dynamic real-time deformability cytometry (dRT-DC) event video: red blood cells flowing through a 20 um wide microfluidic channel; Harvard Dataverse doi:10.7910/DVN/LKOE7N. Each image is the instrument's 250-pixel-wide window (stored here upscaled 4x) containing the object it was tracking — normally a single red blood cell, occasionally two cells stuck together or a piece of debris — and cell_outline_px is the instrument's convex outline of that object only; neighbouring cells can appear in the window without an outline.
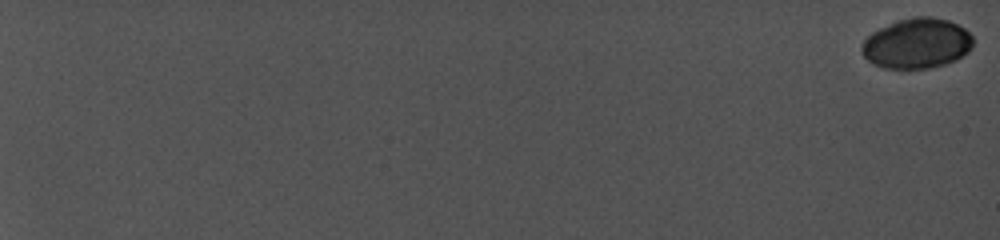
{"species": "common noctule bat (a hibernating species)", "species_latin": "Nyctalus noctula", "temperature_condition": "cold", "stored_images_in_passage": 24, "camera_frame_rate_fps": 5000, "um_per_image_px": 0.085, "animal": {"sex": "female", "body_mass_g": 19.0, "forearm_length_mm": 56.7}, "frame": {"image": 1, "passage_image": 1, "time_ms": 0.0, "image_size_px": [1000, 240], "cell_outline_px": [[972, 48], [968, 52], [956, 60], [944, 64], [928, 68], [884, 68], [872, 64], [864, 56], [860, 48], [864, 40], [872, 32], [896, 20], [916, 16], [932, 16], [948, 20], [964, 28], [972, 36]], "centroid_in_image_um": [77.92, 3.68], "position_along_channel_um": 7.1, "area_um2": 32.6}}
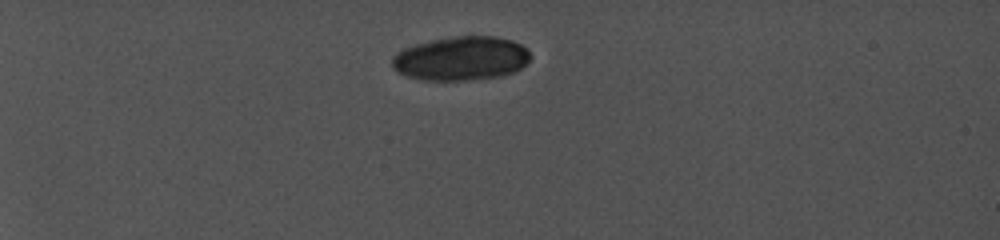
{"frame": {"image": 2, "passage_image": 21, "time_ms": 6.8, "image_size_px": [1000, 240], "cell_outline_px": [[532, 56], [520, 68], [512, 72], [500, 76], [468, 80], [420, 80], [396, 72], [392, 68], [392, 56], [396, 52], [404, 48], [416, 44], [432, 40], [456, 36], [496, 36], [512, 40], [528, 48]], "centroid_in_image_um": [39.18, 4.96], "position_along_channel_um": 45.8, "area_um2": 35.55}}